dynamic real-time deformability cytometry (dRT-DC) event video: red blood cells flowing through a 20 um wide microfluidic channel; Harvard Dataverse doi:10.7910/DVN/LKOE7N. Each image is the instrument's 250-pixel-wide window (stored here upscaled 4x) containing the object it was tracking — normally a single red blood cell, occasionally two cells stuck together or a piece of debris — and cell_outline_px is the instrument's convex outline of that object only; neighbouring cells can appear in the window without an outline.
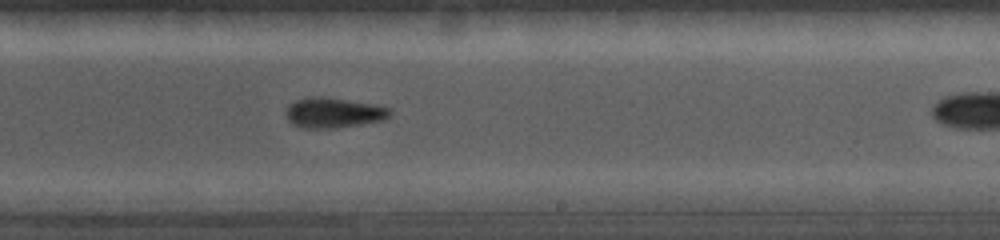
{"species": "common noctule bat (a hibernating species)", "species_latin": "Nyctalus noctula", "temperature_condition": "cold", "stored_images_in_passage": 14, "camera_frame_rate_fps": 5000, "um_per_image_px": 0.085, "animal": {"sex": "female", "body_mass_g": 19.0, "forearm_length_mm": 56.7}, "frame": {"image": 1, "passage_image": 12, "time_ms": 6.0, "image_size_px": [1000, 240], "cell_outline_px": [[392, 112], [384, 120], [336, 128], [300, 128], [292, 124], [288, 120], [288, 108], [296, 100], [308, 96], [320, 96], [372, 104], [388, 108]], "centroid_in_image_um": [28.34, 9.59], "position_along_channel_um": 260.7, "area_um2": 17.98}}